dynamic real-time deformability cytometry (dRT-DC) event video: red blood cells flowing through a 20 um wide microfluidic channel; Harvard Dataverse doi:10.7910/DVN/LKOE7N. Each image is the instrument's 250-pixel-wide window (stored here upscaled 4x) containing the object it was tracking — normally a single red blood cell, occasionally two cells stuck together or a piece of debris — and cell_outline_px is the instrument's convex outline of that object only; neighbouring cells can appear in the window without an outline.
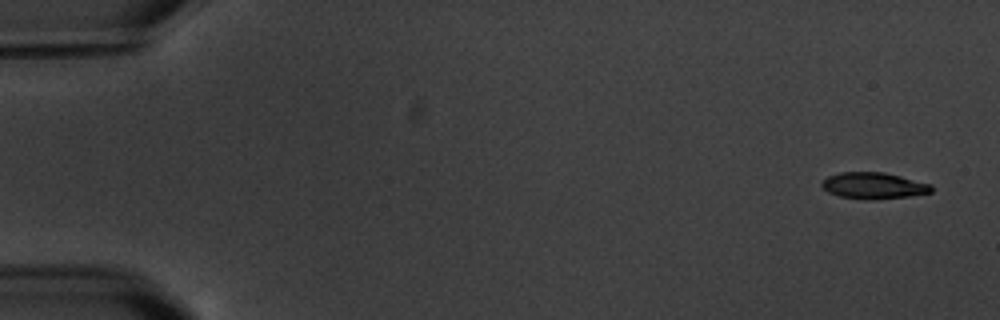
{"species": "common noctule bat (a hibernating species)", "species_latin": "Nyctalus noctula", "temperature_condition": "warm", "stored_images_in_passage": 7, "camera_frame_rate_fps": 3000, "um_per_image_px": 0.085, "animal": {"sex": "male", "body_mass_g": 20.1, "forearm_length_mm": 53.5}, "frame": {"image": 1, "passage_image": 1, "time_ms": 0.0, "image_size_px": [1000, 320], "cell_outline_px": [[932, 192], [908, 196], [872, 200], [840, 196], [828, 192], [820, 184], [828, 176], [840, 172], [884, 172], [932, 184]], "centroid_in_image_um": [74.26, 15.77], "position_along_channel_um": 10.7, "area_um2": 16.7}}
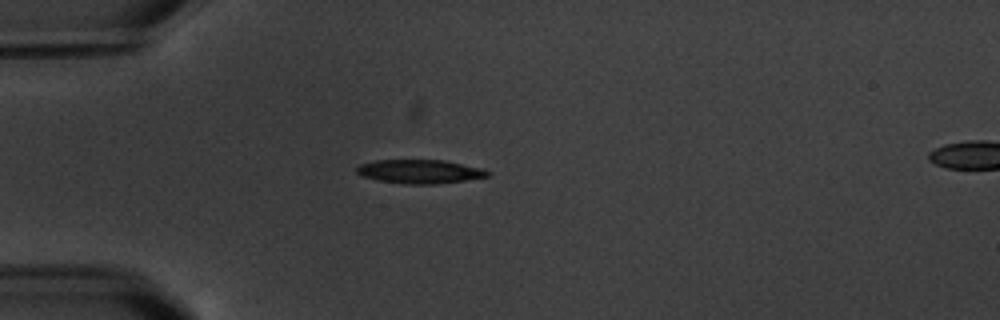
{"frame": {"image": 2, "passage_image": 5, "time_ms": 4.667, "image_size_px": [1000, 320], "cell_outline_px": [[492, 172], [488, 176], [464, 180], [436, 184], [404, 184], [376, 180], [360, 176], [356, 172], [356, 168], [360, 164], [376, 160], [444, 160], [484, 168]], "centroid_in_image_um": [35.67, 14.58], "position_along_channel_um": 49.3, "area_um2": 18.32}}